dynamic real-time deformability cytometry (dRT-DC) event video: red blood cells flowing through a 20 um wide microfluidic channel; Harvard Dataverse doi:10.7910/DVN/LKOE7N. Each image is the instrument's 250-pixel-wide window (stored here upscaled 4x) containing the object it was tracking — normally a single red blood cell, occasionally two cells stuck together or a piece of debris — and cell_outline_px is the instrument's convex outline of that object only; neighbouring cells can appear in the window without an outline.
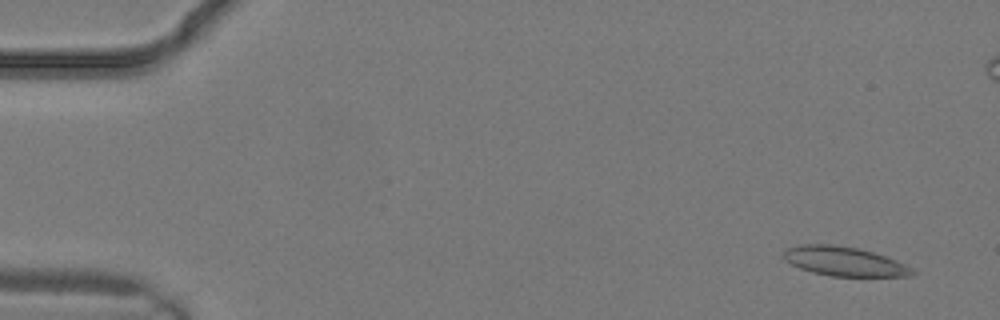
{"species": "common noctule bat (a hibernating species)", "species_latin": "Nyctalus noctula", "temperature_condition": "warm", "stored_images_in_passage": 3, "camera_frame_rate_fps": 3000, "um_per_image_px": 0.085, "animal": {"sex": "male", "body_mass_g": 19.2, "forearm_length_mm": 51.8}, "frame": {"image": 1, "passage_image": 1, "time_ms": 0.0, "image_size_px": [1000, 320], "cell_outline_px": [[916, 272], [912, 276], [832, 276], [812, 272], [800, 268], [784, 260], [784, 252], [788, 248], [800, 244], [832, 244], [856, 248], [872, 252], [896, 260], [912, 268]], "centroid_in_image_um": [71.76, 22.22], "position_along_channel_um": 13.2, "area_um2": 21.73}}